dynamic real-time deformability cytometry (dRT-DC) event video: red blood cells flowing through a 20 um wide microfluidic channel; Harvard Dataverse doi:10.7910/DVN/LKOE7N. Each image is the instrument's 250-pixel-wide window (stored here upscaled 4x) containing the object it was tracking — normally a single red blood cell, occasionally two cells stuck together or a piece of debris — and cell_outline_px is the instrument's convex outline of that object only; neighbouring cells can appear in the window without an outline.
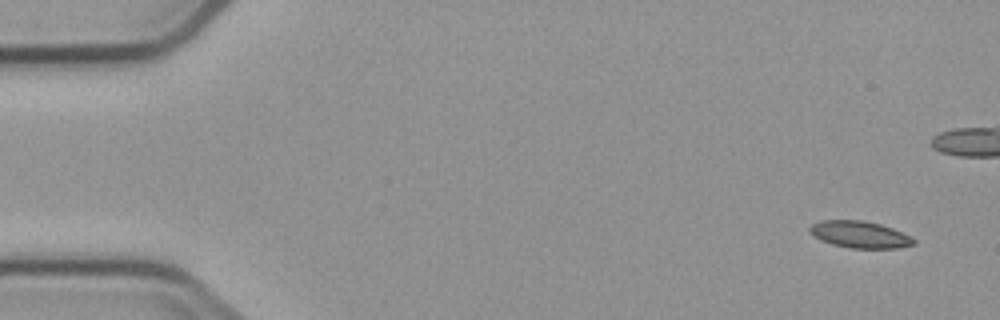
{"species": "common noctule bat (a hibernating species)", "species_latin": "Nyctalus noctula", "temperature_condition": "cold", "stored_images_in_passage": 5, "camera_frame_rate_fps": 3000, "um_per_image_px": 0.085, "animal": {"sex": "male", "body_mass_g": 23.1, "forearm_length_mm": 52.7}, "frame": {"image": 1, "passage_image": 1, "time_ms": 0.0, "image_size_px": [1000, 320], "cell_outline_px": [[916, 244], [896, 248], [852, 248], [832, 244], [820, 240], [808, 228], [812, 224], [820, 220], [864, 220], [880, 224], [892, 228], [916, 240]], "centroid_in_image_um": [73.08, 19.93], "position_along_channel_um": 11.9, "area_um2": 16.07}}